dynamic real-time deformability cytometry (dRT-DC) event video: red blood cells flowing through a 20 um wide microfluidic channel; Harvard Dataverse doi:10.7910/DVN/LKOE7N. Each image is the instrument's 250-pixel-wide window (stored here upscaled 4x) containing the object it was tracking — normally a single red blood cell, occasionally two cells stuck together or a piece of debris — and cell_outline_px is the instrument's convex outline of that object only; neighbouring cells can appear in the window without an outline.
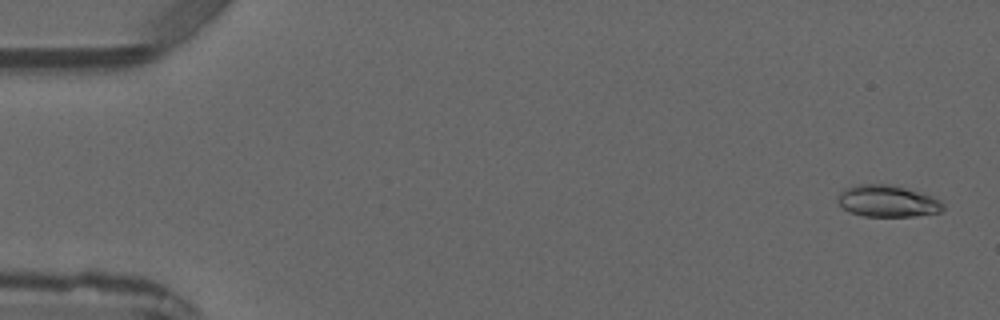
{"species": "common noctule bat (a hibernating species)", "species_latin": "Nyctalus noctula", "temperature_condition": "warm", "stored_images_in_passage": 3, "camera_frame_rate_fps": 3000, "um_per_image_px": 0.085, "animal": {"sex": "male", "forearm_length_mm": 52.5}, "frame": {"image": 1, "passage_image": 1, "time_ms": 0.0, "image_size_px": [1000, 320], "cell_outline_px": [[944, 208], [940, 212], [912, 216], [864, 216], [840, 208], [836, 200], [836, 196], [844, 188], [860, 184], [892, 184], [920, 192], [932, 196], [940, 200], [944, 204]], "centroid_in_image_um": [75.4, 17.08], "position_along_channel_um": 9.6, "area_um2": 19.65}}